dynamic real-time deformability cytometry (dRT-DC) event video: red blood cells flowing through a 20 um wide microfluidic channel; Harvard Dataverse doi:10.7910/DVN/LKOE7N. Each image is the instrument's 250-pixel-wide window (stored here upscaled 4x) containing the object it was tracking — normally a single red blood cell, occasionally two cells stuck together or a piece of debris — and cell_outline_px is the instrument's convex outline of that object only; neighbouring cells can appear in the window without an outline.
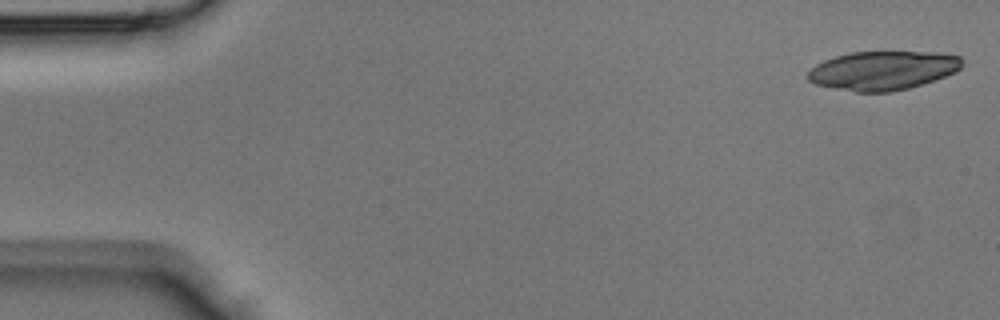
{"species": "Egyptian fruit bat (a non-hibernating species)", "species_latin": "Rousettus aegyptiacus", "temperature_condition": "room temperature", "stored_images_in_passage": 42, "segment_of_instrument_passage": [1, 2], "camera_frame_rate_fps": 3000, "um_per_image_px": 0.085, "animal": {"sex": "male"}, "frame": {"image": 1, "passage_image": 1, "time_ms": 0.0, "image_size_px": [1000, 320], "cell_outline_px": [[964, 64], [956, 72], [908, 88], [892, 92], [856, 92], [816, 84], [808, 80], [808, 72], [816, 64], [824, 60], [836, 56], [852, 52], [940, 52], [960, 56], [964, 60]], "centroid_in_image_um": [75.07, 5.98], "position_along_channel_um": 9.9, "area_um2": 34.85}}